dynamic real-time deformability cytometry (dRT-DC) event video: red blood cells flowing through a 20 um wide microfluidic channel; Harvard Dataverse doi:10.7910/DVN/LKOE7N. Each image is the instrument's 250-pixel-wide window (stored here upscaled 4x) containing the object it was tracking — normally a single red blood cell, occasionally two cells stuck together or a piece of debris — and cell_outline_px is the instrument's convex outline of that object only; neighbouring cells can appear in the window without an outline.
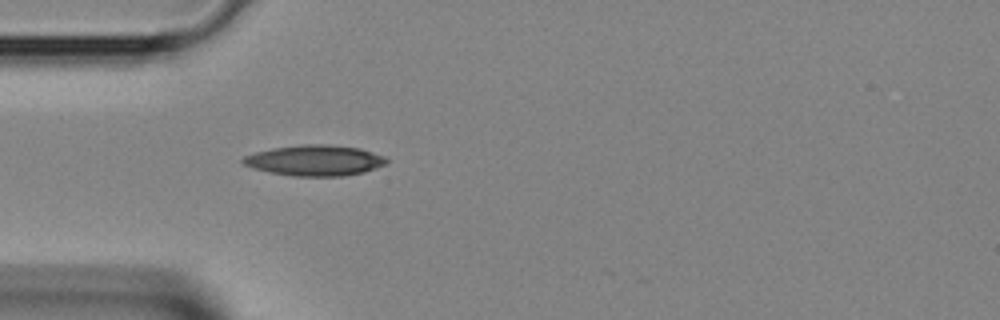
{"species": "Egyptian fruit bat (a non-hibernating species)", "species_latin": "Rousettus aegyptiacus", "temperature_condition": "room temperature", "stored_images_in_passage": 1, "camera_frame_rate_fps": 3000, "um_per_image_px": 0.085, "animal": {"sex": "female"}, "frame": {"image": 1, "passage_image": 1, "time_ms": 0.0, "image_size_px": [1000, 320], "cell_outline_px": [[388, 164], [364, 172], [344, 176], [292, 176], [268, 172], [252, 168], [244, 164], [240, 160], [244, 156], [256, 152], [272, 148], [300, 144], [324, 144], [360, 148], [384, 156], [388, 160]], "centroid_in_image_um": [26.76, 13.64], "position_along_channel_um": 58.2, "area_um2": 25.84}}